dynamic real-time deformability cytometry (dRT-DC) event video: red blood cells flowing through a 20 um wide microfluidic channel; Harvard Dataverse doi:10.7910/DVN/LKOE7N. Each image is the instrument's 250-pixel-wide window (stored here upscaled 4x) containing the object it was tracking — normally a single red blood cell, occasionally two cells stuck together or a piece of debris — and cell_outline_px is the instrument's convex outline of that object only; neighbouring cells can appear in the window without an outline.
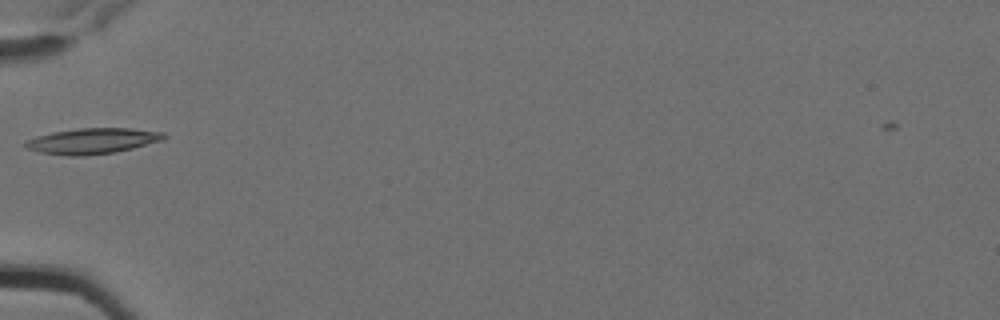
{"species": "Egyptian fruit bat (a non-hibernating species)", "species_latin": "Rousettus aegyptiacus", "temperature_condition": "cold", "stored_images_in_passage": 5, "camera_frame_rate_fps": 3000, "um_per_image_px": 0.085, "animal": {"sex": "female"}, "frame": {"image": 1, "passage_image": 1, "time_ms": 0.0, "image_size_px": [1000, 320], "cell_outline_px": [[168, 136], [164, 140], [132, 148], [112, 152], [84, 156], [68, 156], [40, 152], [28, 148], [24, 144], [24, 140], [36, 136], [52, 132], [80, 128], [128, 128], [164, 132]], "centroid_in_image_um": [7.86, 11.97], "position_along_channel_um": 77.1, "area_um2": 20.69}}
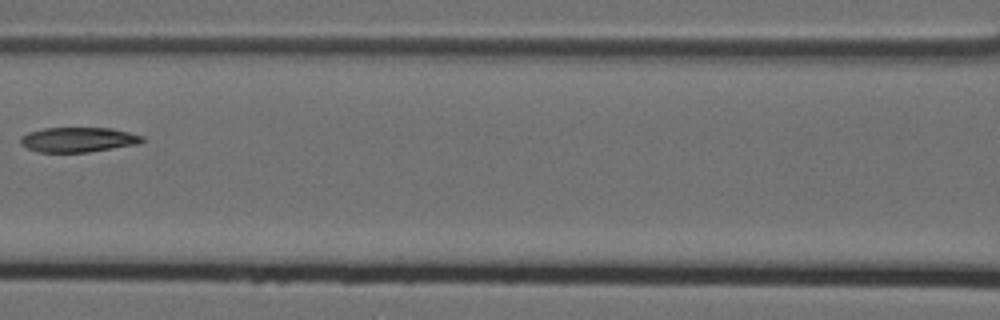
{"frame": {"image": 2, "passage_image": 3, "time_ms": 0.667, "image_size_px": [1000, 320], "cell_outline_px": [[144, 140], [140, 144], [88, 152], [36, 152], [20, 144], [20, 136], [28, 132], [44, 128], [112, 128], [144, 136]], "centroid_in_image_um": [6.64, 11.87], "position_along_channel_um": 160.0, "area_um2": 17.74}}
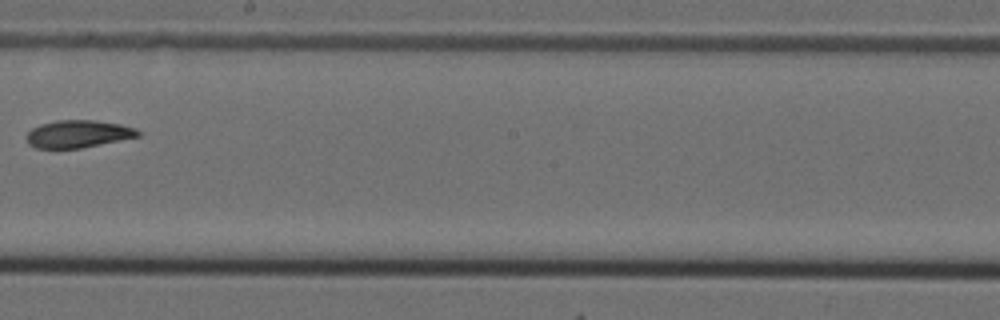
{"frame": {"image": 3, "passage_image": 5, "time_ms": 1.333, "image_size_px": [1000, 320], "cell_outline_px": [[140, 136], [80, 148], [36, 148], [28, 144], [24, 140], [24, 136], [32, 128], [40, 124], [56, 120], [96, 120], [120, 124], [136, 128], [140, 132]], "centroid_in_image_um": [6.59, 11.38], "position_along_channel_um": 241.6, "area_um2": 17.98}}